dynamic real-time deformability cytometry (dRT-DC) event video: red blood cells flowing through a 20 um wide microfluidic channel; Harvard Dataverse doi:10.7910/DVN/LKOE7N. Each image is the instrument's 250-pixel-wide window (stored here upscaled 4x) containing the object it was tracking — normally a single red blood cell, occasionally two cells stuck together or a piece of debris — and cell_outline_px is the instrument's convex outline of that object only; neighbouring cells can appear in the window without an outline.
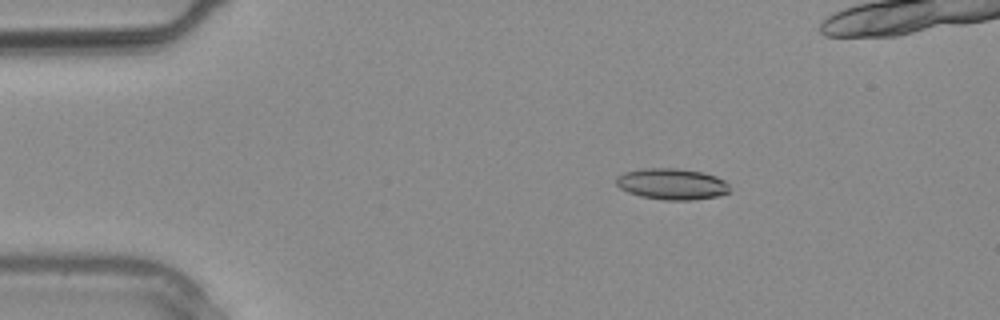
{"species": "common noctule bat (a hibernating species)", "species_latin": "Nyctalus noctula", "temperature_condition": "warm", "stored_images_in_passage": 4, "camera_frame_rate_fps": 3000, "um_per_image_px": 0.085, "animal": {"sex": "male", "body_mass_g": 20.4}, "frame": {"image": 1, "passage_image": 2, "time_ms": 0.333, "image_size_px": [1000, 320], "cell_outline_px": [[732, 192], [720, 196], [692, 200], [664, 200], [640, 196], [628, 192], [620, 188], [616, 184], [616, 176], [624, 172], [644, 168], [676, 168], [700, 172], [716, 176], [724, 180], [728, 184]], "centroid_in_image_um": [57.13, 15.65], "position_along_channel_um": 27.9, "area_um2": 20.81}}